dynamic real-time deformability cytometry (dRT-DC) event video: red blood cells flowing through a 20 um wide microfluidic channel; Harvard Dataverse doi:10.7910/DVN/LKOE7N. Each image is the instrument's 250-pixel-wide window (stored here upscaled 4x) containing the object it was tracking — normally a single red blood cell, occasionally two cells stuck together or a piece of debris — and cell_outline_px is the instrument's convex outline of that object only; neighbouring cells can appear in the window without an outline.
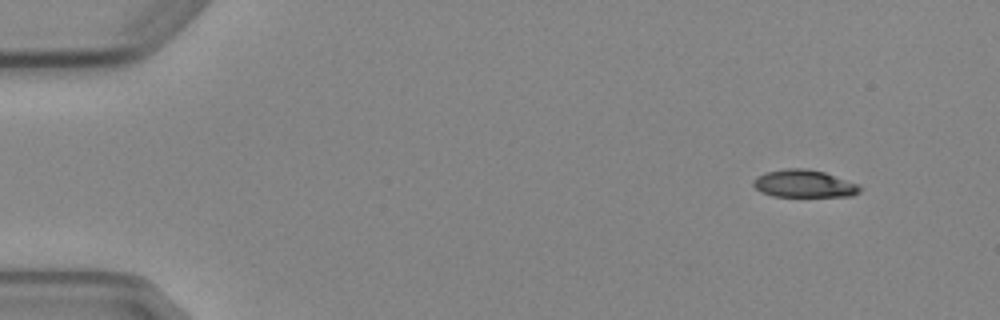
{"species": "Egyptian fruit bat (a non-hibernating species)", "species_latin": "Rousettus aegyptiacus", "temperature_condition": "cold", "stored_images_in_passage": 4, "camera_frame_rate_fps": 3000, "um_per_image_px": 0.085, "animal": {"sex": "female"}, "frame": {"image": 1, "passage_image": 1, "time_ms": 0.0, "image_size_px": [1000, 320], "cell_outline_px": [[860, 192], [852, 196], [772, 196], [760, 192], [752, 184], [752, 180], [756, 176], [764, 172], [788, 168], [808, 168], [824, 172], [860, 184]], "centroid_in_image_um": [68.32, 15.6], "position_along_channel_um": 16.7, "area_um2": 17.28}}
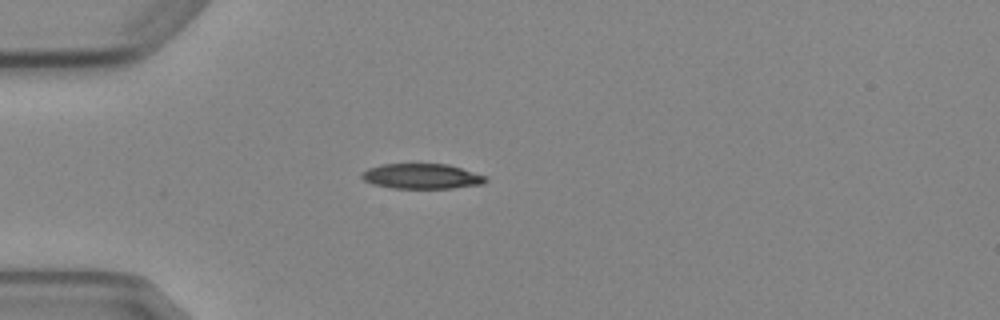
{"frame": {"image": 2, "passage_image": 4, "time_ms": 3.333, "image_size_px": [1000, 320], "cell_outline_px": [[488, 180], [484, 184], [452, 188], [392, 188], [372, 184], [364, 180], [360, 176], [368, 168], [380, 164], [448, 164], [488, 176]], "centroid_in_image_um": [35.88, 14.98], "position_along_channel_um": 49.1, "area_um2": 18.26}}